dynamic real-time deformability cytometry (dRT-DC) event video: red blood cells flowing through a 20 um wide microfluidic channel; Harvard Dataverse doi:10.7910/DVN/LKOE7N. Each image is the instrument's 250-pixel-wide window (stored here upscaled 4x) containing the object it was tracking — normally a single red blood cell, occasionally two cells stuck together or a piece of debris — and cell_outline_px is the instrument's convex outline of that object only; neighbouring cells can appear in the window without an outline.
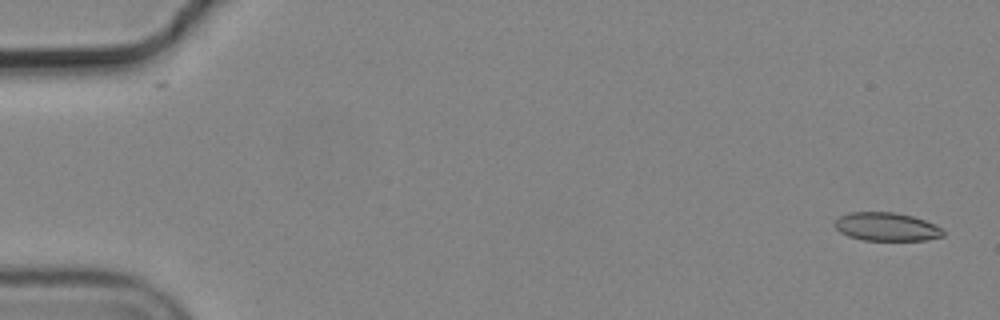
{"species": "common noctule bat (a hibernating species)", "species_latin": "Nyctalus noctula", "temperature_condition": "cold", "stored_images_in_passage": 56, "camera_frame_rate_fps": 3000, "um_per_image_px": 0.085, "animal": {"sex": "male", "body_mass_g": 19.2, "forearm_length_mm": 51.8}, "frame": {"image": 1, "passage_image": 2, "time_ms": 0.333, "image_size_px": [1000, 320], "cell_outline_px": [[944, 236], [928, 240], [864, 240], [848, 236], [840, 232], [836, 228], [836, 220], [840, 216], [848, 212], [892, 212], [912, 216], [924, 220], [940, 228], [944, 232]], "centroid_in_image_um": [75.35, 19.28], "position_along_channel_um": 9.7, "area_um2": 17.74}}
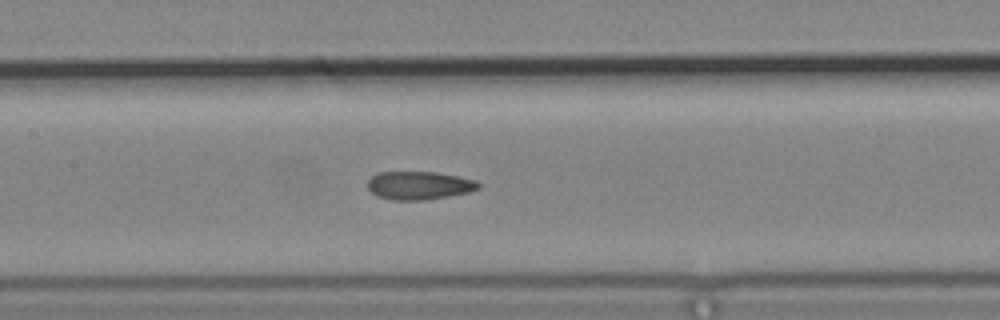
{"frame": {"image": 2, "passage_image": 27, "time_ms": 8.667, "image_size_px": [1000, 320], "cell_outline_px": [[480, 188], [468, 192], [448, 196], [424, 200], [392, 200], [376, 196], [368, 188], [368, 180], [372, 176], [380, 172], [436, 172], [476, 180], [480, 184]], "centroid_in_image_um": [35.62, 15.76], "position_along_channel_um": 171.8, "area_um2": 18.15}}
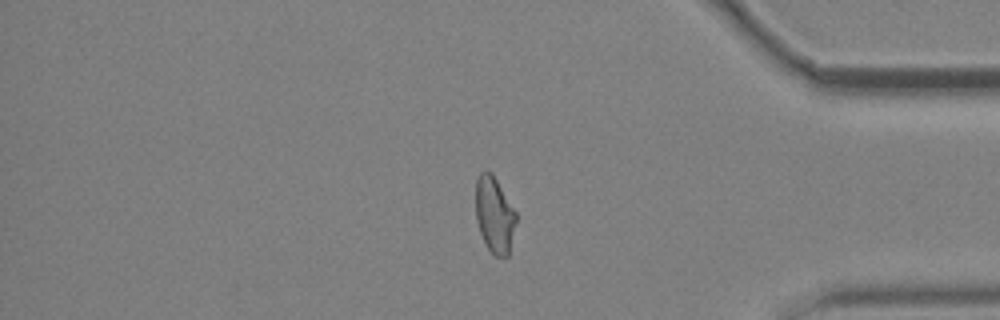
{"frame": {"image": 3, "passage_image": 47, "time_ms": 15.333, "image_size_px": [1000, 320], "cell_outline_px": [[516, 220], [508, 256], [496, 256], [488, 248], [480, 232], [476, 220], [476, 180], [480, 172], [484, 168], [488, 168], [492, 172], [516, 212]], "centroid_in_image_um": [42.01, 18.19], "position_along_channel_um": 393.2, "area_um2": 17.86}, "authors_computed_cell_mechanics": {"area_um2": 18.4671, "velocity_mm_per_s": 3.6875, "shape_relaxation_time_tau1_ms": null, "shape_relaxation_time_tau2_ms": 1.9383, "deformation_change_tau1": null, "deformation_change_tau2": 0.0827}}